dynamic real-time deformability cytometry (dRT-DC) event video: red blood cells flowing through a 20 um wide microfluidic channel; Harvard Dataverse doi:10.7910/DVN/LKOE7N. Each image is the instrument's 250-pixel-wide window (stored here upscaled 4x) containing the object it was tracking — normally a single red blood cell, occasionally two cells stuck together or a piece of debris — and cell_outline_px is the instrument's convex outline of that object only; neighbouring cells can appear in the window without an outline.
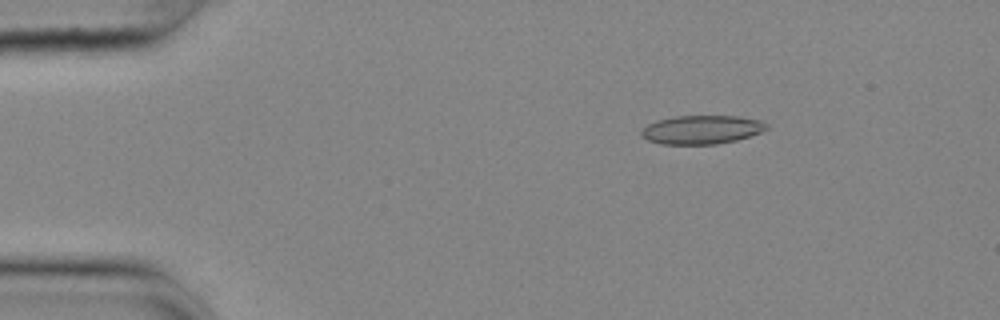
{"species": "common noctule bat (a hibernating species)", "species_latin": "Nyctalus noctula", "temperature_condition": "cold", "stored_images_in_passage": 48, "camera_frame_rate_fps": 3000, "um_per_image_px": 0.085, "animal": {"sex": "female", "body_mass_g": 25.1}, "frame": {"image": 1, "passage_image": 1, "time_ms": 0.0, "image_size_px": [1000, 320], "cell_outline_px": [[768, 128], [760, 132], [736, 140], [716, 144], [660, 144], [648, 140], [640, 132], [648, 124], [656, 120], [676, 116], [736, 116], [760, 120], [768, 124]], "centroid_in_image_um": [59.64, 11.02], "position_along_channel_um": 25.4, "area_um2": 20.75}}
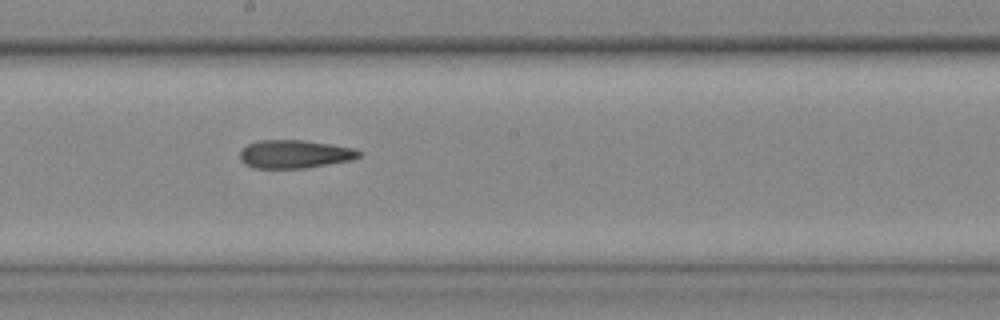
{"frame": {"image": 2, "passage_image": 23, "time_ms": 7.333, "image_size_px": [1000, 320], "cell_outline_px": [[364, 152], [360, 156], [348, 160], [304, 168], [252, 168], [244, 164], [240, 160], [240, 152], [248, 144], [260, 140], [304, 140], [352, 148]], "centroid_in_image_um": [25.0, 13.1], "position_along_channel_um": 223.2, "area_um2": 19.36}}
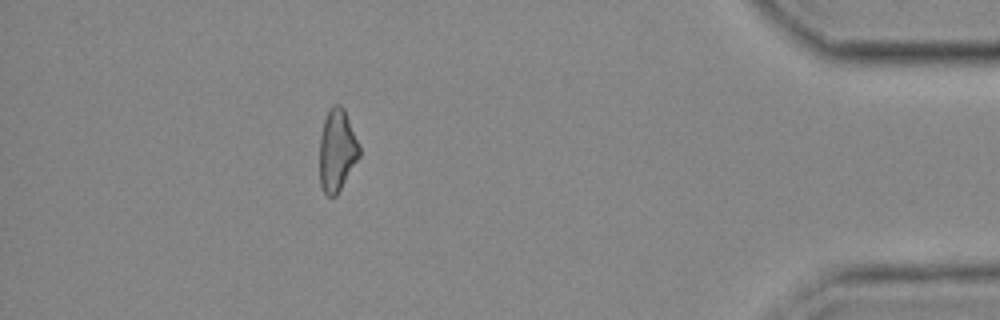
{"frame": {"image": 3, "passage_image": 42, "time_ms": 13.667, "image_size_px": [1000, 320], "cell_outline_px": [[360, 156], [336, 196], [328, 196], [324, 192], [320, 184], [320, 136], [324, 120], [328, 112], [336, 104], [340, 104], [344, 108], [360, 144]], "centroid_in_image_um": [28.66, 12.78], "position_along_channel_um": 406.5, "area_um2": 18.96}, "authors_computed_cell_mechanics": {"area_um2": 19.9988, "velocity_mm_per_s": 3.6464, "shape_relaxation_time_tau1_ms": null, "shape_relaxation_time_tau2_ms": 7.223, "deformation_change_tau1": null, "deformation_change_tau2": 0.1717}}